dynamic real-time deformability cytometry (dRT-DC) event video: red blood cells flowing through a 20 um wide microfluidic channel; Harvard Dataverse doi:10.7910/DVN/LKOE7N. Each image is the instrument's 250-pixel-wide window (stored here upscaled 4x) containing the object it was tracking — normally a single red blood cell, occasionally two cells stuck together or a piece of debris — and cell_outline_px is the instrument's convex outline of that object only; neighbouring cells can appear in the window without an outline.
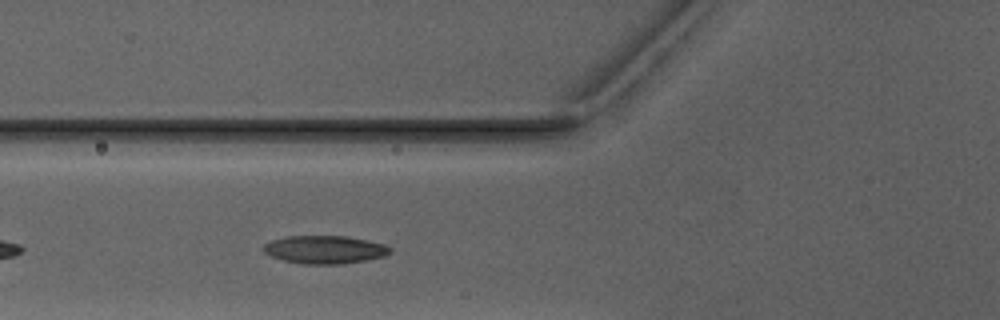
{"species": "Egyptian fruit bat (a non-hibernating species)", "species_latin": "Rousettus aegyptiacus", "temperature_condition": "warm", "stored_images_in_passage": 4, "camera_frame_rate_fps": 3000, "um_per_image_px": 0.085, "animal": {"sex": "male"}, "frame": {"image": 1, "passage_image": 4, "time_ms": 3.333, "image_size_px": [1000, 320], "cell_outline_px": [[392, 252], [384, 256], [364, 260], [340, 264], [304, 264], [284, 260], [272, 256], [264, 252], [260, 248], [264, 244], [272, 240], [288, 236], [348, 236], [368, 240], [384, 244], [392, 248]], "centroid_in_image_um": [27.61, 21.21], "position_along_channel_um": 98.2, "area_um2": 20.69}}